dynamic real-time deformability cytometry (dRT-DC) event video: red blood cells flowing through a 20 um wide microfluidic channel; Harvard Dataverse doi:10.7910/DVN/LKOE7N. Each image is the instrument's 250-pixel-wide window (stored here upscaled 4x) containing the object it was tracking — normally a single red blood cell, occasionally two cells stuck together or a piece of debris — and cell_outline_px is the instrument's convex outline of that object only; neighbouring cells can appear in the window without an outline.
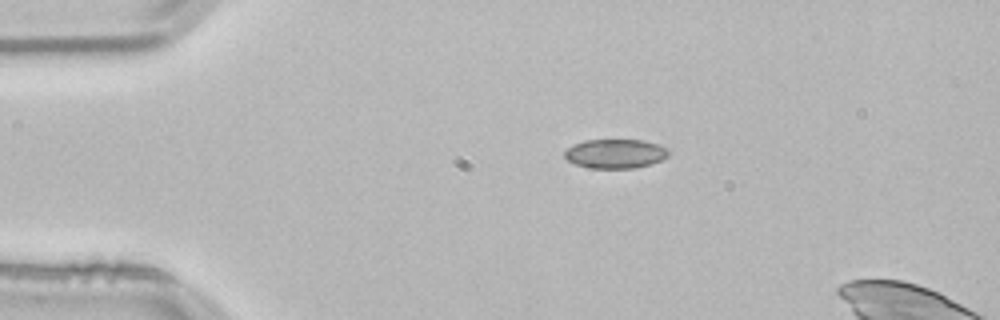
{"species": "common noctule bat (a hibernating species)", "species_latin": "Nyctalus noctula", "temperature_condition": "room temperature", "stored_images_in_passage": 7, "camera_frame_rate_fps": 3000, "um_per_image_px": 0.085, "animal": {"sex": "male", "body_mass_g": 21.5, "forearm_length_mm": 52.0}, "frame": {"image": 1, "passage_image": 1, "time_ms": 0.0, "image_size_px": [1000, 320], "cell_outline_px": [[668, 156], [652, 164], [632, 168], [588, 168], [576, 164], [568, 160], [564, 156], [564, 152], [572, 144], [584, 140], [644, 140], [660, 144], [668, 148]], "centroid_in_image_um": [52.31, 13.05], "position_along_channel_um": 32.7, "area_um2": 17.8}}